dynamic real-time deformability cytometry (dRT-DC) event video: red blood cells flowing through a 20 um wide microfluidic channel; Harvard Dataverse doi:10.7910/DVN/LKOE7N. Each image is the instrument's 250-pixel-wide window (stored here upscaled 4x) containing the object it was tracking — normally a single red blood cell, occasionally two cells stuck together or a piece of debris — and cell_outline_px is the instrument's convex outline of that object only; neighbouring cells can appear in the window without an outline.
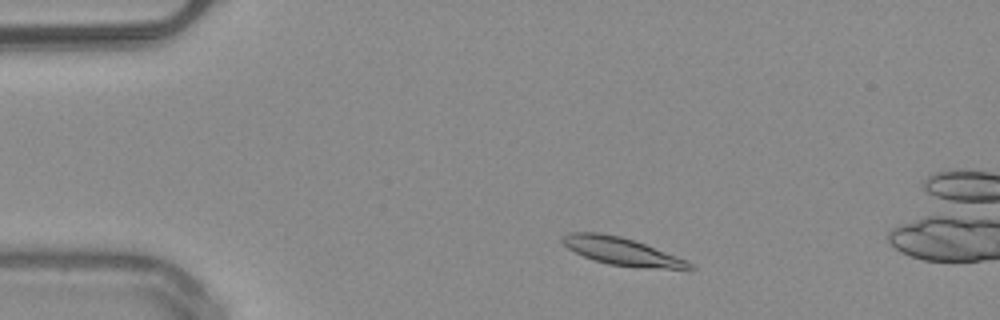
{"species": "common noctule bat (a hibernating species)", "species_latin": "Nyctalus noctula", "temperature_condition": "warm", "stored_images_in_passage": 47, "camera_frame_rate_fps": 3000, "um_per_image_px": 0.085, "animal": {"sex": "male", "body_mass_g": 20.4}, "frame": {"image": 1, "passage_image": 5, "time_ms": 1.333, "image_size_px": [1000, 320], "cell_outline_px": [[696, 268], [692, 272], [608, 264], [584, 256], [568, 248], [560, 240], [568, 232], [600, 232], [620, 236], [644, 244], [688, 260]], "centroid_in_image_um": [52.98, 21.4], "position_along_channel_um": 32.0, "area_um2": 20.69}}
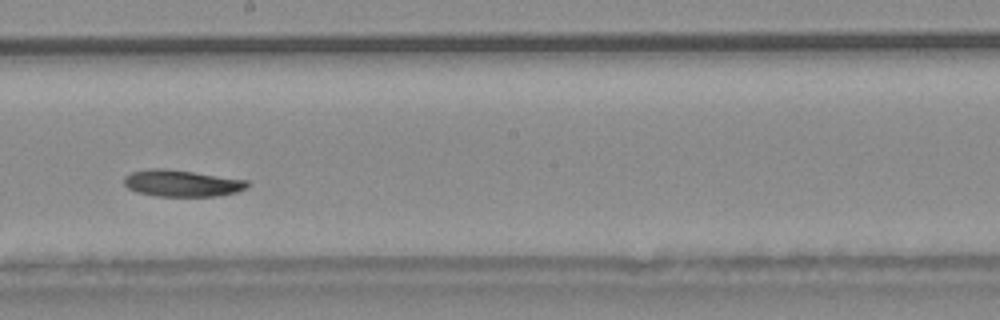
{"frame": {"image": 2, "passage_image": 24, "time_ms": 7.667, "image_size_px": [1000, 320], "cell_outline_px": [[248, 188], [236, 192], [216, 196], [156, 196], [136, 192], [128, 188], [124, 184], [124, 176], [132, 172], [148, 168], [164, 168], [248, 180]], "centroid_in_image_um": [15.43, 15.58], "position_along_channel_um": 232.8, "area_um2": 19.13}}
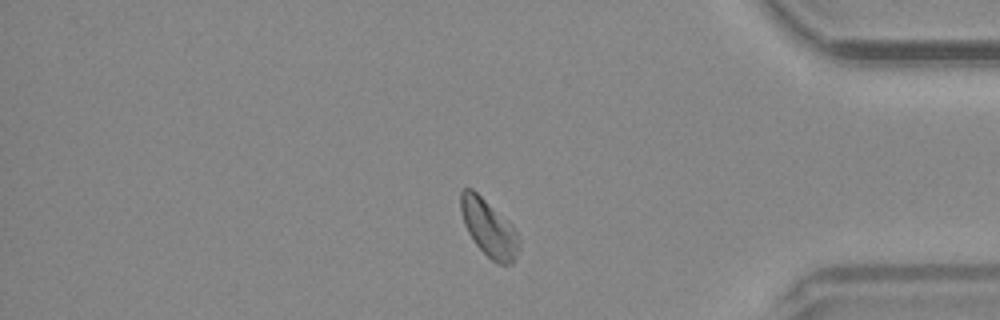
{"frame": {"image": 3, "passage_image": 38, "time_ms": 12.333, "image_size_px": [1000, 320], "cell_outline_px": [[520, 248], [512, 264], [500, 264], [492, 260], [472, 240], [464, 224], [460, 208], [460, 192], [464, 188], [472, 188], [512, 224], [520, 236]], "centroid_in_image_um": [41.57, 19.38], "position_along_channel_um": 393.6, "area_um2": 19.42}, "authors_computed_cell_mechanics": {"area_um2": 19.4208, "velocity_mm_per_s": 3.9947, "shape_relaxation_time_tau1_ms": 6.5191, "shape_relaxation_time_tau2_ms": null, "deformation_change_tau1": 0.1399, "deformation_change_tau2": null}}